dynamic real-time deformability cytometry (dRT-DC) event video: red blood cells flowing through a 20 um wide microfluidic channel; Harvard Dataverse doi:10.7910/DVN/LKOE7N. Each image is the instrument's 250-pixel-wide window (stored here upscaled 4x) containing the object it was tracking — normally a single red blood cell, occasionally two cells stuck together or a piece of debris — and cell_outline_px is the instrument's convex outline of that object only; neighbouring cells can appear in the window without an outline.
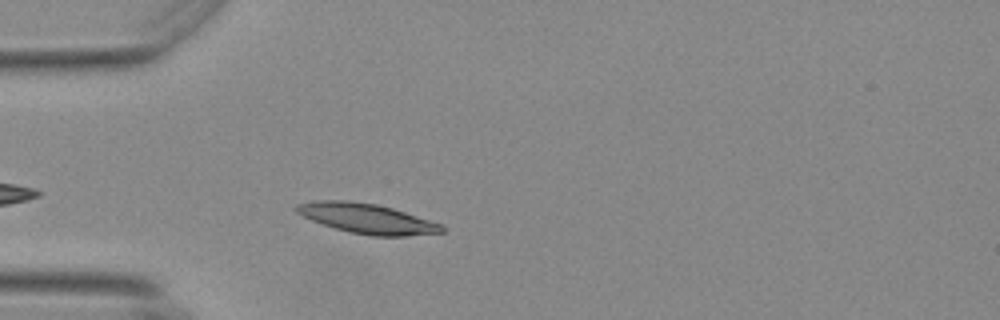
{"species": "Egyptian fruit bat (a non-hibernating species)", "species_latin": "Rousettus aegyptiacus", "temperature_condition": "warm", "stored_images_in_passage": 39, "camera_frame_rate_fps": 3000, "um_per_image_px": 0.085, "animal": {"sex": "female"}, "frame": {"image": 1, "passage_image": 4, "time_ms": 1.0, "image_size_px": [1000, 320], "cell_outline_px": [[444, 232], [408, 236], [368, 236], [348, 232], [312, 220], [296, 212], [292, 208], [296, 204], [312, 200], [348, 200], [376, 204], [392, 208], [444, 224]], "centroid_in_image_um": [31.19, 18.57], "position_along_channel_um": 53.8, "area_um2": 25.55}}
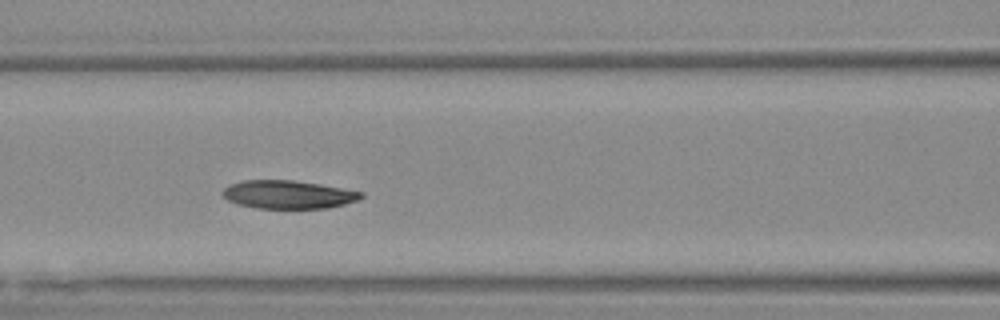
{"frame": {"image": 2, "passage_image": 12, "time_ms": 3.667, "image_size_px": [1000, 320], "cell_outline_px": [[364, 196], [356, 200], [344, 204], [328, 208], [256, 208], [236, 204], [228, 200], [220, 192], [228, 184], [244, 180], [292, 180], [320, 184], [364, 192]], "centroid_in_image_um": [24.46, 16.53], "position_along_channel_um": 142.1, "area_um2": 22.83}}
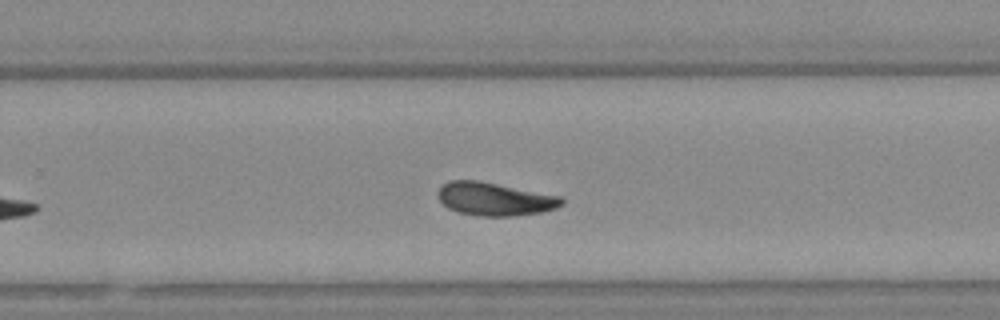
{"frame": {"image": 3, "passage_image": 24, "time_ms": 7.667, "image_size_px": [1000, 320], "cell_outline_px": [[564, 204], [556, 208], [544, 212], [512, 216], [476, 216], [456, 212], [448, 208], [440, 200], [436, 192], [448, 180], [476, 180], [564, 196]], "centroid_in_image_um": [42.08, 16.92], "position_along_channel_um": 287.7, "area_um2": 24.22}, "authors_computed_cell_mechanics": {"area_um2": 23.8136, "velocity_mm_per_s": 3.6682, "shape_relaxation_time_tau1_ms": 4.5919, "shape_relaxation_time_tau2_ms": null, "deformation_change_tau1": 0.1253, "deformation_change_tau2": null}}